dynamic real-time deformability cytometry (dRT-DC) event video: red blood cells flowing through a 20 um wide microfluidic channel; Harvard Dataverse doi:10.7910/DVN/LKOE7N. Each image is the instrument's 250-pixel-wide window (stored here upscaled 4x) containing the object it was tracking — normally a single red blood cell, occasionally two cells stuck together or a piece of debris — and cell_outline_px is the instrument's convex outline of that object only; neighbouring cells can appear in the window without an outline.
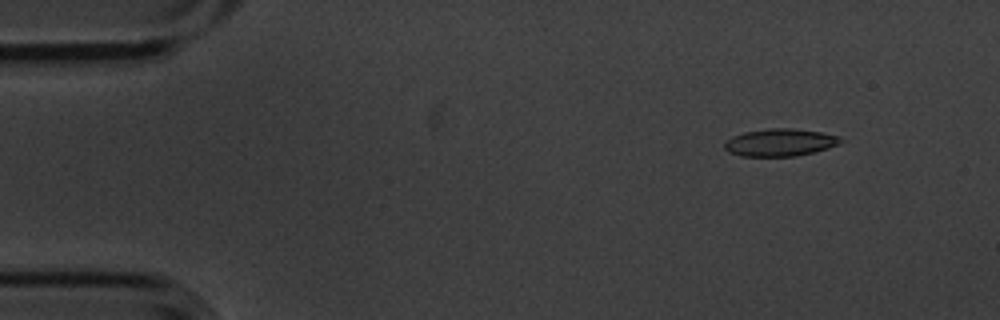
{"species": "common noctule bat (a hibernating species)", "species_latin": "Nyctalus noctula", "temperature_condition": "cold", "stored_images_in_passage": 4, "camera_frame_rate_fps": 3000, "um_per_image_px": 0.085, "animal": {"sex": "male", "body_mass_g": 20.1, "forearm_length_mm": 53.5}, "frame": {"image": 1, "passage_image": 2, "time_ms": 0.333, "image_size_px": [1000, 320], "cell_outline_px": [[844, 140], [840, 144], [828, 148], [796, 156], [740, 156], [728, 152], [724, 148], [724, 140], [732, 136], [744, 132], [768, 128], [792, 128], [820, 132], [840, 136]], "centroid_in_image_um": [66.28, 12.1], "position_along_channel_um": 18.7, "area_um2": 18.73}}
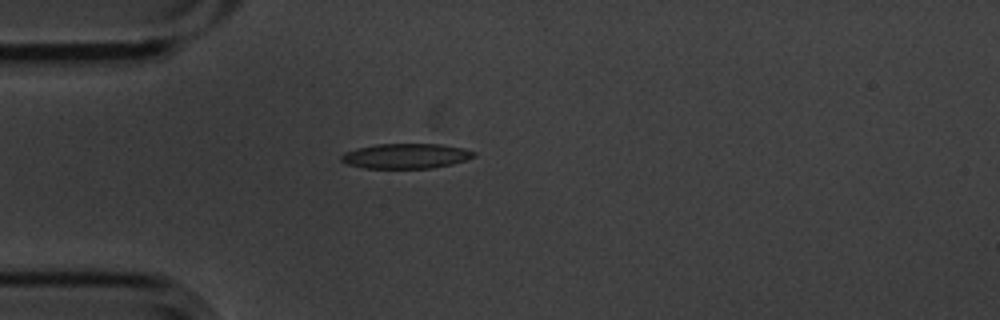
{"frame": {"image": 2, "passage_image": 4, "time_ms": 1.0, "image_size_px": [1000, 320], "cell_outline_px": [[476, 156], [452, 164], [432, 168], [364, 168], [348, 164], [340, 160], [340, 156], [344, 152], [356, 148], [376, 144], [440, 144], [464, 148], [476, 152]], "centroid_in_image_um": [34.49, 13.25], "position_along_channel_um": 50.5, "area_um2": 19.36}}